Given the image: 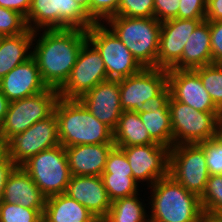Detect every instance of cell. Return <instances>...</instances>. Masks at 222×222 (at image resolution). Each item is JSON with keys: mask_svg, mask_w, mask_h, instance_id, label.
<instances>
[{"mask_svg": "<svg viewBox=\"0 0 222 222\" xmlns=\"http://www.w3.org/2000/svg\"><path fill=\"white\" fill-rule=\"evenodd\" d=\"M86 41L87 33L81 29L34 32L32 57L48 88L59 90L65 84Z\"/></svg>", "mask_w": 222, "mask_h": 222, "instance_id": "cell-1", "label": "cell"}, {"mask_svg": "<svg viewBox=\"0 0 222 222\" xmlns=\"http://www.w3.org/2000/svg\"><path fill=\"white\" fill-rule=\"evenodd\" d=\"M148 193L149 222H200V197L188 191L171 175L145 188Z\"/></svg>", "mask_w": 222, "mask_h": 222, "instance_id": "cell-2", "label": "cell"}, {"mask_svg": "<svg viewBox=\"0 0 222 222\" xmlns=\"http://www.w3.org/2000/svg\"><path fill=\"white\" fill-rule=\"evenodd\" d=\"M54 113L62 146L114 144L113 131L96 119L79 99L59 97Z\"/></svg>", "mask_w": 222, "mask_h": 222, "instance_id": "cell-3", "label": "cell"}, {"mask_svg": "<svg viewBox=\"0 0 222 222\" xmlns=\"http://www.w3.org/2000/svg\"><path fill=\"white\" fill-rule=\"evenodd\" d=\"M104 24L145 67H157L161 22L155 17L112 16Z\"/></svg>", "mask_w": 222, "mask_h": 222, "instance_id": "cell-4", "label": "cell"}, {"mask_svg": "<svg viewBox=\"0 0 222 222\" xmlns=\"http://www.w3.org/2000/svg\"><path fill=\"white\" fill-rule=\"evenodd\" d=\"M25 20L33 32L53 29L87 31L94 24L76 0H32Z\"/></svg>", "mask_w": 222, "mask_h": 222, "instance_id": "cell-5", "label": "cell"}, {"mask_svg": "<svg viewBox=\"0 0 222 222\" xmlns=\"http://www.w3.org/2000/svg\"><path fill=\"white\" fill-rule=\"evenodd\" d=\"M21 167L47 198L65 193L72 177L65 147L61 144L30 157Z\"/></svg>", "mask_w": 222, "mask_h": 222, "instance_id": "cell-6", "label": "cell"}, {"mask_svg": "<svg viewBox=\"0 0 222 222\" xmlns=\"http://www.w3.org/2000/svg\"><path fill=\"white\" fill-rule=\"evenodd\" d=\"M173 146L199 144L216 136L222 112H203L169 98Z\"/></svg>", "mask_w": 222, "mask_h": 222, "instance_id": "cell-7", "label": "cell"}, {"mask_svg": "<svg viewBox=\"0 0 222 222\" xmlns=\"http://www.w3.org/2000/svg\"><path fill=\"white\" fill-rule=\"evenodd\" d=\"M58 99V90L48 88L38 94L9 102L7 113L1 124L4 142L7 143L12 137L24 132L34 123L51 116Z\"/></svg>", "mask_w": 222, "mask_h": 222, "instance_id": "cell-8", "label": "cell"}, {"mask_svg": "<svg viewBox=\"0 0 222 222\" xmlns=\"http://www.w3.org/2000/svg\"><path fill=\"white\" fill-rule=\"evenodd\" d=\"M86 33L104 61L108 79L127 78L144 68L104 23H94Z\"/></svg>", "mask_w": 222, "mask_h": 222, "instance_id": "cell-9", "label": "cell"}, {"mask_svg": "<svg viewBox=\"0 0 222 222\" xmlns=\"http://www.w3.org/2000/svg\"><path fill=\"white\" fill-rule=\"evenodd\" d=\"M169 175L201 197L210 176L204 149L199 144L172 146L169 150Z\"/></svg>", "mask_w": 222, "mask_h": 222, "instance_id": "cell-10", "label": "cell"}, {"mask_svg": "<svg viewBox=\"0 0 222 222\" xmlns=\"http://www.w3.org/2000/svg\"><path fill=\"white\" fill-rule=\"evenodd\" d=\"M108 79L104 61L97 49L87 40L65 84L58 90L63 99H79L97 84Z\"/></svg>", "mask_w": 222, "mask_h": 222, "instance_id": "cell-11", "label": "cell"}, {"mask_svg": "<svg viewBox=\"0 0 222 222\" xmlns=\"http://www.w3.org/2000/svg\"><path fill=\"white\" fill-rule=\"evenodd\" d=\"M58 145V121L53 113L47 119L34 123L24 132L12 137L6 143V151L7 156L17 166H21L30 157Z\"/></svg>", "mask_w": 222, "mask_h": 222, "instance_id": "cell-12", "label": "cell"}, {"mask_svg": "<svg viewBox=\"0 0 222 222\" xmlns=\"http://www.w3.org/2000/svg\"><path fill=\"white\" fill-rule=\"evenodd\" d=\"M167 85V69L157 67H145L136 74L119 79L123 111L141 113L144 102L157 96Z\"/></svg>", "mask_w": 222, "mask_h": 222, "instance_id": "cell-13", "label": "cell"}, {"mask_svg": "<svg viewBox=\"0 0 222 222\" xmlns=\"http://www.w3.org/2000/svg\"><path fill=\"white\" fill-rule=\"evenodd\" d=\"M126 155L133 178L142 189L169 174V148L158 143L119 147ZM145 186V187H144Z\"/></svg>", "mask_w": 222, "mask_h": 222, "instance_id": "cell-14", "label": "cell"}, {"mask_svg": "<svg viewBox=\"0 0 222 222\" xmlns=\"http://www.w3.org/2000/svg\"><path fill=\"white\" fill-rule=\"evenodd\" d=\"M205 19H171L161 23L157 68L171 69L182 57L189 37Z\"/></svg>", "mask_w": 222, "mask_h": 222, "instance_id": "cell-15", "label": "cell"}, {"mask_svg": "<svg viewBox=\"0 0 222 222\" xmlns=\"http://www.w3.org/2000/svg\"><path fill=\"white\" fill-rule=\"evenodd\" d=\"M170 96L195 110L222 112L212 101L194 70H167Z\"/></svg>", "mask_w": 222, "mask_h": 222, "instance_id": "cell-16", "label": "cell"}, {"mask_svg": "<svg viewBox=\"0 0 222 222\" xmlns=\"http://www.w3.org/2000/svg\"><path fill=\"white\" fill-rule=\"evenodd\" d=\"M79 100L100 122L112 131L123 112L120 103L119 80H106L83 94Z\"/></svg>", "mask_w": 222, "mask_h": 222, "instance_id": "cell-17", "label": "cell"}, {"mask_svg": "<svg viewBox=\"0 0 222 222\" xmlns=\"http://www.w3.org/2000/svg\"><path fill=\"white\" fill-rule=\"evenodd\" d=\"M48 89L42 80L36 60L31 57L16 66L0 80V90L9 102L38 94Z\"/></svg>", "mask_w": 222, "mask_h": 222, "instance_id": "cell-18", "label": "cell"}, {"mask_svg": "<svg viewBox=\"0 0 222 222\" xmlns=\"http://www.w3.org/2000/svg\"><path fill=\"white\" fill-rule=\"evenodd\" d=\"M65 194L78 201L101 221L106 217L112 203L101 176H72Z\"/></svg>", "mask_w": 222, "mask_h": 222, "instance_id": "cell-19", "label": "cell"}, {"mask_svg": "<svg viewBox=\"0 0 222 222\" xmlns=\"http://www.w3.org/2000/svg\"><path fill=\"white\" fill-rule=\"evenodd\" d=\"M115 144H84L65 147L72 176H101Z\"/></svg>", "mask_w": 222, "mask_h": 222, "instance_id": "cell-20", "label": "cell"}, {"mask_svg": "<svg viewBox=\"0 0 222 222\" xmlns=\"http://www.w3.org/2000/svg\"><path fill=\"white\" fill-rule=\"evenodd\" d=\"M46 199L30 175L21 166H16L7 179L1 201L44 210Z\"/></svg>", "mask_w": 222, "mask_h": 222, "instance_id": "cell-21", "label": "cell"}, {"mask_svg": "<svg viewBox=\"0 0 222 222\" xmlns=\"http://www.w3.org/2000/svg\"><path fill=\"white\" fill-rule=\"evenodd\" d=\"M212 64L211 33L209 21L203 20L186 43L181 59L168 70H193Z\"/></svg>", "mask_w": 222, "mask_h": 222, "instance_id": "cell-22", "label": "cell"}, {"mask_svg": "<svg viewBox=\"0 0 222 222\" xmlns=\"http://www.w3.org/2000/svg\"><path fill=\"white\" fill-rule=\"evenodd\" d=\"M43 222H101L86 207L67 194H58L46 199Z\"/></svg>", "mask_w": 222, "mask_h": 222, "instance_id": "cell-23", "label": "cell"}, {"mask_svg": "<svg viewBox=\"0 0 222 222\" xmlns=\"http://www.w3.org/2000/svg\"><path fill=\"white\" fill-rule=\"evenodd\" d=\"M33 37L29 28L18 35L0 37V80L32 57Z\"/></svg>", "mask_w": 222, "mask_h": 222, "instance_id": "cell-24", "label": "cell"}, {"mask_svg": "<svg viewBox=\"0 0 222 222\" xmlns=\"http://www.w3.org/2000/svg\"><path fill=\"white\" fill-rule=\"evenodd\" d=\"M144 192L142 190L136 195L113 200L103 221L149 222L148 199H146L148 196L145 188Z\"/></svg>", "mask_w": 222, "mask_h": 222, "instance_id": "cell-25", "label": "cell"}, {"mask_svg": "<svg viewBox=\"0 0 222 222\" xmlns=\"http://www.w3.org/2000/svg\"><path fill=\"white\" fill-rule=\"evenodd\" d=\"M113 140L116 147L147 145L155 143L149 136L139 114L132 111H123L118 125L113 131Z\"/></svg>", "mask_w": 222, "mask_h": 222, "instance_id": "cell-26", "label": "cell"}, {"mask_svg": "<svg viewBox=\"0 0 222 222\" xmlns=\"http://www.w3.org/2000/svg\"><path fill=\"white\" fill-rule=\"evenodd\" d=\"M150 138L169 149L173 146V132L169 110V101L159 109L138 113Z\"/></svg>", "mask_w": 222, "mask_h": 222, "instance_id": "cell-27", "label": "cell"}, {"mask_svg": "<svg viewBox=\"0 0 222 222\" xmlns=\"http://www.w3.org/2000/svg\"><path fill=\"white\" fill-rule=\"evenodd\" d=\"M101 177L111 201L130 197L144 190L133 178V174L102 173Z\"/></svg>", "mask_w": 222, "mask_h": 222, "instance_id": "cell-28", "label": "cell"}, {"mask_svg": "<svg viewBox=\"0 0 222 222\" xmlns=\"http://www.w3.org/2000/svg\"><path fill=\"white\" fill-rule=\"evenodd\" d=\"M213 103L222 111V63H213L193 69Z\"/></svg>", "mask_w": 222, "mask_h": 222, "instance_id": "cell-29", "label": "cell"}, {"mask_svg": "<svg viewBox=\"0 0 222 222\" xmlns=\"http://www.w3.org/2000/svg\"><path fill=\"white\" fill-rule=\"evenodd\" d=\"M203 211L211 214H222V174L210 175L206 189L200 197Z\"/></svg>", "mask_w": 222, "mask_h": 222, "instance_id": "cell-30", "label": "cell"}, {"mask_svg": "<svg viewBox=\"0 0 222 222\" xmlns=\"http://www.w3.org/2000/svg\"><path fill=\"white\" fill-rule=\"evenodd\" d=\"M43 209H28L18 204L0 202V222H43Z\"/></svg>", "mask_w": 222, "mask_h": 222, "instance_id": "cell-31", "label": "cell"}, {"mask_svg": "<svg viewBox=\"0 0 222 222\" xmlns=\"http://www.w3.org/2000/svg\"><path fill=\"white\" fill-rule=\"evenodd\" d=\"M27 29L23 15L17 11L0 7V37L18 35Z\"/></svg>", "mask_w": 222, "mask_h": 222, "instance_id": "cell-32", "label": "cell"}, {"mask_svg": "<svg viewBox=\"0 0 222 222\" xmlns=\"http://www.w3.org/2000/svg\"><path fill=\"white\" fill-rule=\"evenodd\" d=\"M117 16L154 17V0H120Z\"/></svg>", "mask_w": 222, "mask_h": 222, "instance_id": "cell-33", "label": "cell"}, {"mask_svg": "<svg viewBox=\"0 0 222 222\" xmlns=\"http://www.w3.org/2000/svg\"><path fill=\"white\" fill-rule=\"evenodd\" d=\"M199 145L204 149L209 174H222V141L215 136Z\"/></svg>", "mask_w": 222, "mask_h": 222, "instance_id": "cell-34", "label": "cell"}, {"mask_svg": "<svg viewBox=\"0 0 222 222\" xmlns=\"http://www.w3.org/2000/svg\"><path fill=\"white\" fill-rule=\"evenodd\" d=\"M120 0H90V19L94 23H104L117 14Z\"/></svg>", "mask_w": 222, "mask_h": 222, "instance_id": "cell-35", "label": "cell"}, {"mask_svg": "<svg viewBox=\"0 0 222 222\" xmlns=\"http://www.w3.org/2000/svg\"><path fill=\"white\" fill-rule=\"evenodd\" d=\"M103 173L132 174L126 155L119 147L114 146L109 152Z\"/></svg>", "mask_w": 222, "mask_h": 222, "instance_id": "cell-36", "label": "cell"}, {"mask_svg": "<svg viewBox=\"0 0 222 222\" xmlns=\"http://www.w3.org/2000/svg\"><path fill=\"white\" fill-rule=\"evenodd\" d=\"M207 0H179V19H205Z\"/></svg>", "mask_w": 222, "mask_h": 222, "instance_id": "cell-37", "label": "cell"}, {"mask_svg": "<svg viewBox=\"0 0 222 222\" xmlns=\"http://www.w3.org/2000/svg\"><path fill=\"white\" fill-rule=\"evenodd\" d=\"M179 0H154V17L161 23L178 18Z\"/></svg>", "mask_w": 222, "mask_h": 222, "instance_id": "cell-38", "label": "cell"}, {"mask_svg": "<svg viewBox=\"0 0 222 222\" xmlns=\"http://www.w3.org/2000/svg\"><path fill=\"white\" fill-rule=\"evenodd\" d=\"M212 64L222 63V20L209 22Z\"/></svg>", "mask_w": 222, "mask_h": 222, "instance_id": "cell-39", "label": "cell"}, {"mask_svg": "<svg viewBox=\"0 0 222 222\" xmlns=\"http://www.w3.org/2000/svg\"><path fill=\"white\" fill-rule=\"evenodd\" d=\"M169 98L170 89L167 85L157 96L152 97L144 102V105L141 107V113L162 108L169 101Z\"/></svg>", "mask_w": 222, "mask_h": 222, "instance_id": "cell-40", "label": "cell"}, {"mask_svg": "<svg viewBox=\"0 0 222 222\" xmlns=\"http://www.w3.org/2000/svg\"><path fill=\"white\" fill-rule=\"evenodd\" d=\"M31 3L32 0H0V7L17 11L26 18Z\"/></svg>", "mask_w": 222, "mask_h": 222, "instance_id": "cell-41", "label": "cell"}, {"mask_svg": "<svg viewBox=\"0 0 222 222\" xmlns=\"http://www.w3.org/2000/svg\"><path fill=\"white\" fill-rule=\"evenodd\" d=\"M16 166L17 165L8 156L0 162V202L2 200L7 179Z\"/></svg>", "mask_w": 222, "mask_h": 222, "instance_id": "cell-42", "label": "cell"}, {"mask_svg": "<svg viewBox=\"0 0 222 222\" xmlns=\"http://www.w3.org/2000/svg\"><path fill=\"white\" fill-rule=\"evenodd\" d=\"M205 20L209 22L222 20V0H207Z\"/></svg>", "mask_w": 222, "mask_h": 222, "instance_id": "cell-43", "label": "cell"}, {"mask_svg": "<svg viewBox=\"0 0 222 222\" xmlns=\"http://www.w3.org/2000/svg\"><path fill=\"white\" fill-rule=\"evenodd\" d=\"M8 105L9 100L4 96V94L0 90V126L3 123V120L7 113Z\"/></svg>", "mask_w": 222, "mask_h": 222, "instance_id": "cell-44", "label": "cell"}, {"mask_svg": "<svg viewBox=\"0 0 222 222\" xmlns=\"http://www.w3.org/2000/svg\"><path fill=\"white\" fill-rule=\"evenodd\" d=\"M200 222H222V215L219 214H211L203 211Z\"/></svg>", "mask_w": 222, "mask_h": 222, "instance_id": "cell-45", "label": "cell"}, {"mask_svg": "<svg viewBox=\"0 0 222 222\" xmlns=\"http://www.w3.org/2000/svg\"><path fill=\"white\" fill-rule=\"evenodd\" d=\"M76 2L82 7V9L90 17V0H76Z\"/></svg>", "mask_w": 222, "mask_h": 222, "instance_id": "cell-46", "label": "cell"}, {"mask_svg": "<svg viewBox=\"0 0 222 222\" xmlns=\"http://www.w3.org/2000/svg\"><path fill=\"white\" fill-rule=\"evenodd\" d=\"M216 137L220 141H222V115L219 117L218 122H217Z\"/></svg>", "mask_w": 222, "mask_h": 222, "instance_id": "cell-47", "label": "cell"}, {"mask_svg": "<svg viewBox=\"0 0 222 222\" xmlns=\"http://www.w3.org/2000/svg\"><path fill=\"white\" fill-rule=\"evenodd\" d=\"M7 156L6 145H0V162Z\"/></svg>", "mask_w": 222, "mask_h": 222, "instance_id": "cell-48", "label": "cell"}, {"mask_svg": "<svg viewBox=\"0 0 222 222\" xmlns=\"http://www.w3.org/2000/svg\"><path fill=\"white\" fill-rule=\"evenodd\" d=\"M0 145H6V143L4 142V140H3V138H2L1 126H0Z\"/></svg>", "mask_w": 222, "mask_h": 222, "instance_id": "cell-49", "label": "cell"}]
</instances>
